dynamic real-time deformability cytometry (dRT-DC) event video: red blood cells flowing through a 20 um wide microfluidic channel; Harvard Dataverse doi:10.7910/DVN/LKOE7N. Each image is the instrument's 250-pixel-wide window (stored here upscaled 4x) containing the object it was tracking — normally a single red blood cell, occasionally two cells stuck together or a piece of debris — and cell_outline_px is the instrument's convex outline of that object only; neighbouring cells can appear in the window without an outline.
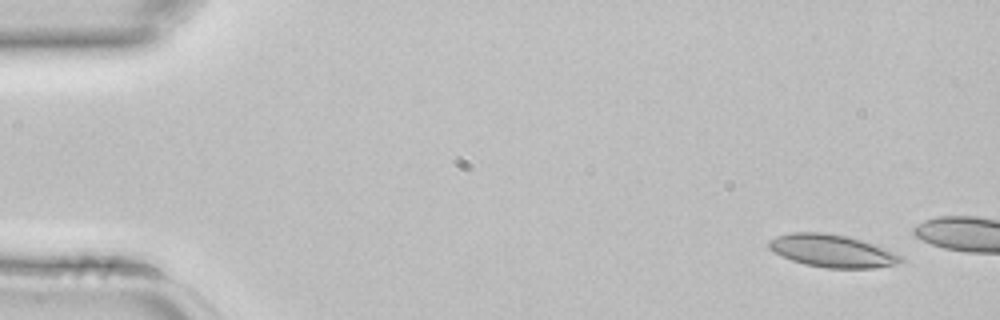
{"species": "common noctule bat (a hibernating species)", "species_latin": "Nyctalus noctula", "temperature_condition": "room temperature", "stored_images_in_passage": 3, "camera_frame_rate_fps": 3000, "um_per_image_px": 0.085, "animal": {"sex": "female", "body_mass_g": 22.7, "forearm_length_mm": 54.2}, "frame": {"image": 1, "passage_image": 1, "time_ms": 0.0, "image_size_px": [1000, 320], "cell_outline_px": [[904, 260], [900, 264], [872, 268], [828, 268], [804, 264], [792, 260], [768, 248], [768, 240], [776, 236], [792, 232], [824, 232], [848, 236], [884, 248], [904, 256]], "centroid_in_image_um": [70.76, 21.32], "position_along_channel_um": 14.2, "area_um2": 25.09}}